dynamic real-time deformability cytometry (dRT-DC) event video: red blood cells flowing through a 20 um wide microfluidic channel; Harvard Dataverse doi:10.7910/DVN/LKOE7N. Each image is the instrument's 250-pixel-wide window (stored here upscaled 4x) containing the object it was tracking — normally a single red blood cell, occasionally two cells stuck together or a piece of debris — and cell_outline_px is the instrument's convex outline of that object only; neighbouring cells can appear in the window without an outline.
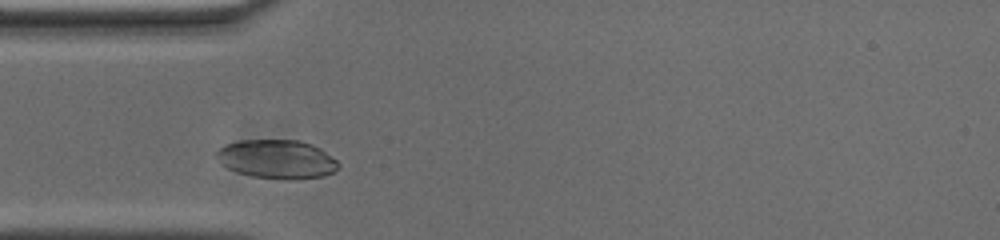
{"species": "common noctule bat (a hibernating species)", "species_latin": "Nyctalus noctula", "temperature_condition": "cold", "stored_images_in_passage": 32, "camera_frame_rate_fps": 3000, "um_per_image_px": 0.085, "animal": {"sex": "male", "body_mass_g": 20.0, "forearm_length_mm": 53.3}, "frame": {"image": 1, "passage_image": 5, "time_ms": 1.333, "image_size_px": [1000, 240], "cell_outline_px": [[340, 164], [332, 172], [324, 176], [296, 180], [284, 180], [252, 176], [236, 172], [220, 164], [216, 156], [216, 152], [224, 144], [240, 140], [300, 140], [312, 144], [320, 148], [336, 160]], "centroid_in_image_um": [23.52, 13.53], "position_along_channel_um": 61.5, "area_um2": 27.8}}
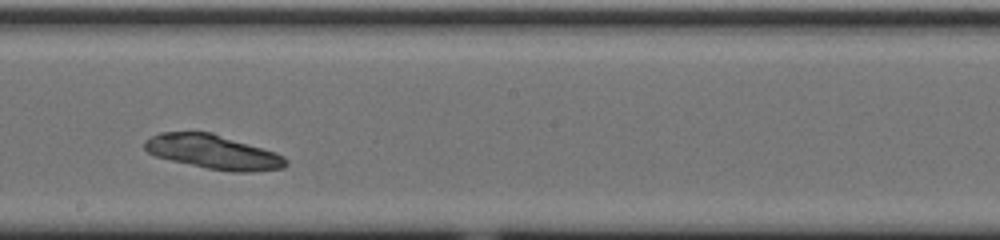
{"frame": {"image": 2, "passage_image": 19, "time_ms": 6.0, "image_size_px": [1000, 240], "cell_outline_px": [[288, 164], [284, 168], [252, 172], [232, 172], [208, 168], [172, 160], [156, 156], [148, 152], [144, 148], [144, 140], [160, 132], [212, 132], [276, 152], [284, 156], [288, 160]], "centroid_in_image_um": [18.17, 12.91], "position_along_channel_um": 230.0, "area_um2": 28.15}}
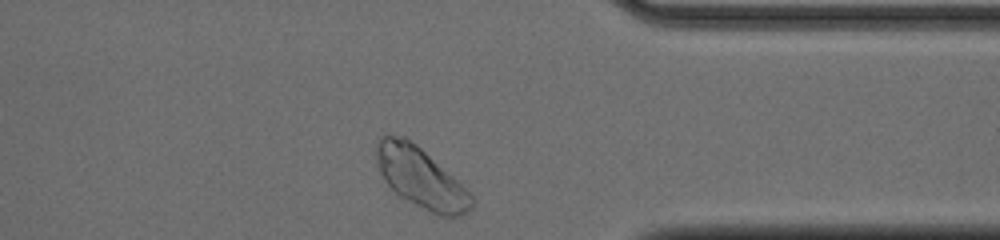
{"frame": {"image": 3, "passage_image": 32, "time_ms": 10.333, "image_size_px": [1000, 240], "cell_outline_px": [[476, 200], [472, 208], [468, 212], [460, 216], [440, 216], [400, 196], [384, 180], [380, 172], [376, 160], [376, 148], [380, 136], [404, 136], [416, 144], [456, 180]], "centroid_in_image_um": [35.76, 15.11], "position_along_channel_um": 375.6, "area_um2": 32.6}, "authors_computed_cell_mechanics": {"area_um2": 27.7151, "velocity_mm_per_s": 3.6242, "shape_relaxation_time_tau1_ms": 9.8361, "shape_relaxation_time_tau2_ms": null, "deformation_change_tau1": null, "deformation_change_tau2": null}}